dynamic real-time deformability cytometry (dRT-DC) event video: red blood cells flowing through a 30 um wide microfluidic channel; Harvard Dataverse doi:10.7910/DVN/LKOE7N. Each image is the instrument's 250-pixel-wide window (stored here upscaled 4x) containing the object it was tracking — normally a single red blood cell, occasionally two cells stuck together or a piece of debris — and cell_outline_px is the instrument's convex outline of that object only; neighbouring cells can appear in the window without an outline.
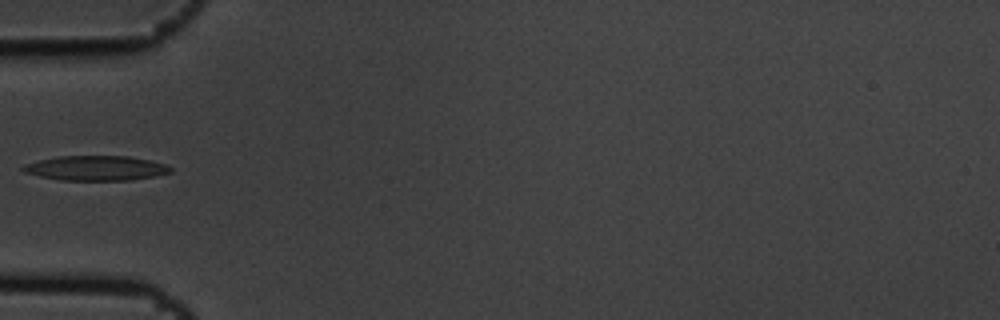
{"species": "common noctule bat (a hibernating species)", "species_latin": "Nyctalus noctula", "temperature_condition": "cold", "stored_images_in_passage": 5, "camera_frame_rate_fps": 3000, "um_per_image_px": 0.085, "animal": {"sex": "male", "body_mass_g": 19.5, "forearm_length_mm": 54.6}, "frame": {"image": 1, "passage_image": 5, "time_ms": 1.333, "image_size_px": [1000, 320], "cell_outline_px": [[172, 172], [156, 176], [132, 180], [60, 180], [40, 176], [24, 172], [20, 168], [24, 164], [56, 156], [128, 156], [148, 160], [164, 164], [172, 168]], "centroid_in_image_um": [8.14, 14.29], "position_along_channel_um": 76.9, "area_um2": 21.27}}